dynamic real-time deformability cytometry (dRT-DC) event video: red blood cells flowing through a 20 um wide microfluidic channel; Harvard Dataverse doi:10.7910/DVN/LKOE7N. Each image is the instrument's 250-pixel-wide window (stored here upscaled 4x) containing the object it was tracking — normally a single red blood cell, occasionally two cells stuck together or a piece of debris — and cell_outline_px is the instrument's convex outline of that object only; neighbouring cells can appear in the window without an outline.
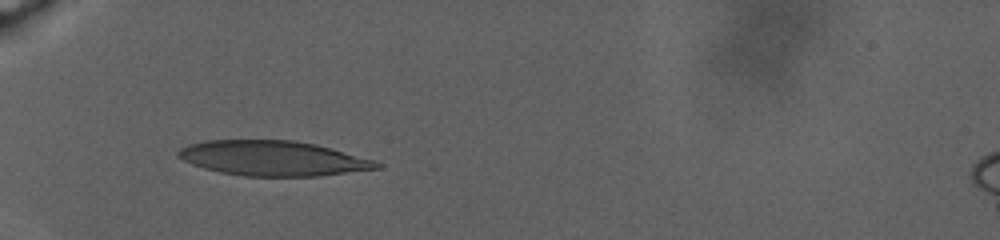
{"species": "human", "species_latin": "Homo sapiens", "temperature_condition": "warm", "stored_images_in_passage": 2, "camera_frame_rate_fps": 3000, "um_per_image_px": 0.085, "donor": {"sex": "male"}, "frame": {"image": 1, "passage_image": 1, "time_ms": 0.0, "image_size_px": [1000, 240], "cell_outline_px": [[384, 164], [380, 168], [320, 176], [244, 176], [220, 172], [204, 168], [192, 164], [176, 156], [176, 152], [180, 148], [188, 144], [204, 140], [292, 140], [316, 144], [376, 160]], "centroid_in_image_um": [23.21, 13.45], "position_along_channel_um": 61.8, "area_um2": 40.63}}